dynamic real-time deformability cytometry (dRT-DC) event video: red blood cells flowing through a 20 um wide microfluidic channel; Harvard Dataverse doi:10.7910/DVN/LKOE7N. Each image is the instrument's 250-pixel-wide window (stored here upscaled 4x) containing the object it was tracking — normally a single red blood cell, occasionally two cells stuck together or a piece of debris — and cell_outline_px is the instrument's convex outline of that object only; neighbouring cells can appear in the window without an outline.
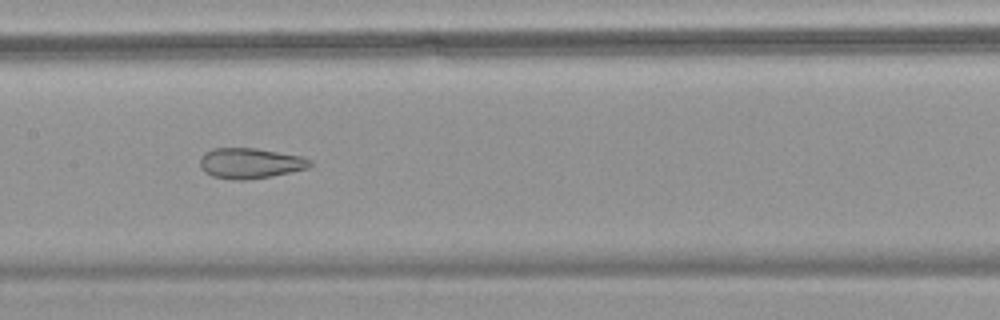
{"species": "common noctule bat (a hibernating species)", "species_latin": "Nyctalus noctula", "temperature_condition": "warm", "stored_images_in_passage": 58, "camera_frame_rate_fps": 3000, "um_per_image_px": 0.085, "animal": {"sex": "female", "body_mass_g": 18.4}, "frame": {"image": 1, "passage_image": 30, "time_ms": 9.667, "image_size_px": [1000, 320], "cell_outline_px": [[312, 164], [308, 168], [292, 172], [272, 176], [248, 180], [232, 180], [212, 176], [204, 172], [200, 168], [200, 156], [204, 152], [212, 148], [256, 148], [304, 156], [312, 160]], "centroid_in_image_um": [21.27, 13.87], "position_along_channel_um": 186.1, "area_um2": 19.94}}
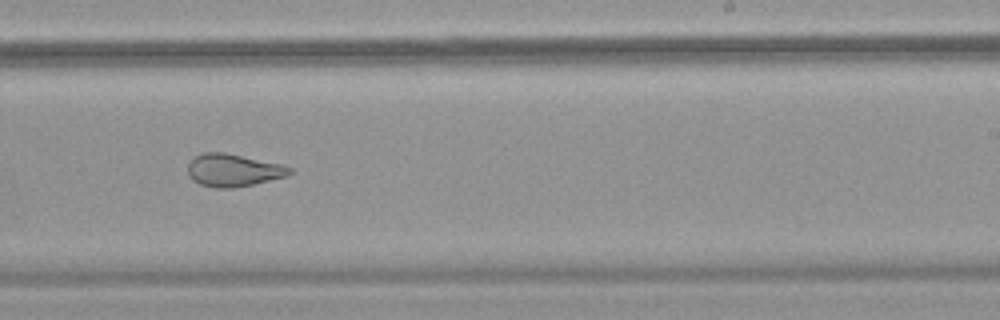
{"frame": {"image": 2, "passage_image": 37, "time_ms": 12.0, "image_size_px": [1000, 320], "cell_outline_px": [[292, 172], [288, 176], [252, 184], [232, 188], [216, 188], [200, 184], [192, 180], [188, 172], [188, 164], [196, 156], [204, 152], [224, 152], [280, 164], [292, 168]], "centroid_in_image_um": [19.82, 14.47], "position_along_channel_um": 269.2, "area_um2": 19.13}}
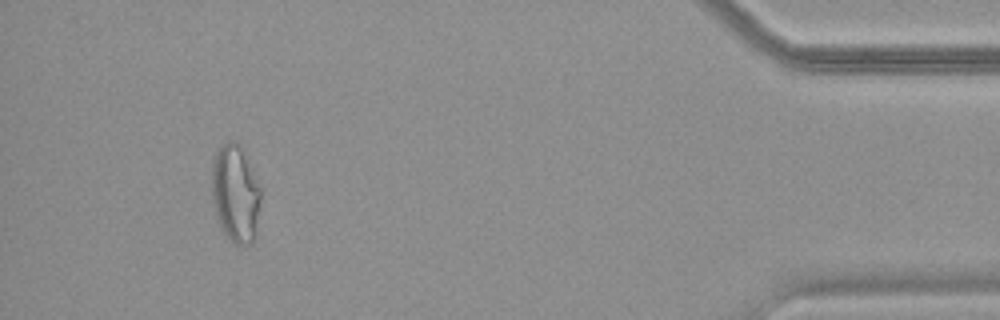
{"frame": {"image": 3, "passage_image": 54, "time_ms": 17.667, "image_size_px": [1000, 320], "cell_outline_px": [[260, 204], [256, 236], [252, 244], [232, 244], [224, 232], [216, 216], [212, 200], [212, 160], [216, 152], [228, 140], [236, 140], [244, 148], [248, 156], [260, 188]], "centroid_in_image_um": [20.03, 16.43], "position_along_channel_um": 415.2, "area_um2": 28.38}, "authors_computed_cell_mechanics": {"area_um2": 26.6747, "velocity_mm_per_s": 3.5799, "shape_relaxation_time_tau1_ms": null, "shape_relaxation_time_tau2_ms": 1.8953, "deformation_change_tau1": null, "deformation_change_tau2": 0.1039}}